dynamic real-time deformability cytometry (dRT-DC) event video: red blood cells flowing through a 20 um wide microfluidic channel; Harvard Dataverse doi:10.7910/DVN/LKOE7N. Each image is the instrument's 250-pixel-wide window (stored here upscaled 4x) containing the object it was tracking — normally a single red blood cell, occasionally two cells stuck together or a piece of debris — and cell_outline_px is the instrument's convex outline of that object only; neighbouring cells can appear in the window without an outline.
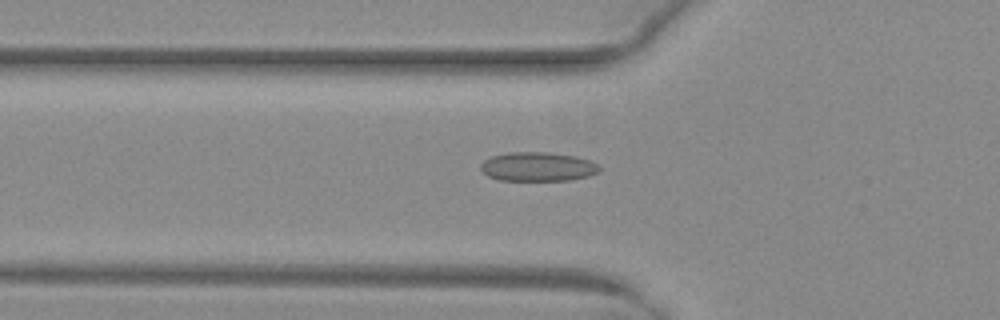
{"species": "common noctule bat (a hibernating species)", "species_latin": "Nyctalus noctula", "temperature_condition": "warm", "stored_images_in_passage": 51, "camera_frame_rate_fps": 3000, "um_per_image_px": 0.085, "animal": {"sex": "female", "body_mass_g": 29.2, "forearm_length_mm": 56.3}, "frame": {"image": 1, "passage_image": 18, "time_ms": 5.667, "image_size_px": [1000, 320], "cell_outline_px": [[600, 172], [588, 176], [568, 180], [500, 180], [488, 176], [480, 168], [480, 164], [484, 160], [492, 156], [508, 152], [548, 152], [576, 156], [592, 160], [600, 168]], "centroid_in_image_um": [45.72, 14.16], "position_along_channel_um": 80.1, "area_um2": 20.17}}
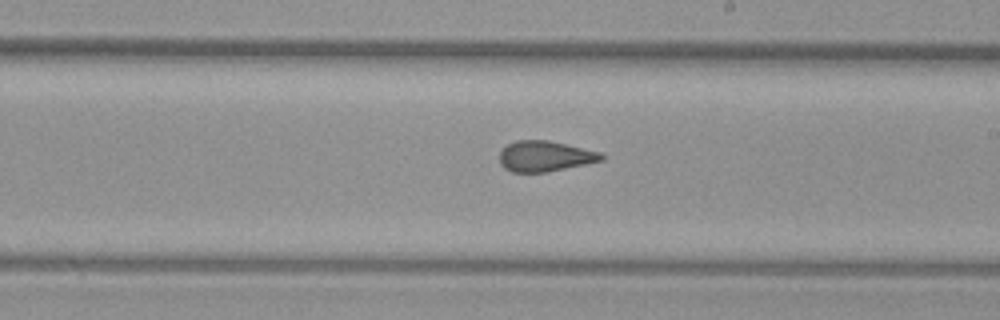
{"frame": {"image": 2, "passage_image": 30, "time_ms": 9.667, "image_size_px": [1000, 320], "cell_outline_px": [[604, 160], [548, 172], [512, 172], [504, 168], [500, 164], [500, 152], [508, 144], [516, 140], [548, 140], [600, 152], [604, 156]], "centroid_in_image_um": [46.31, 13.28], "position_along_channel_um": 242.7, "area_um2": 18.09}}
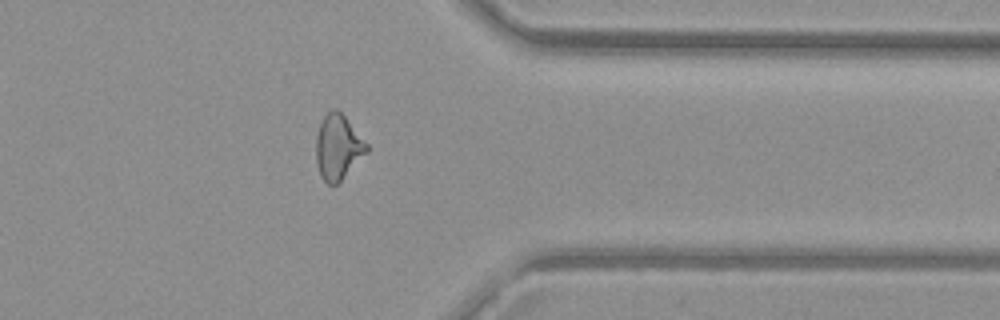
{"frame": {"image": 3, "passage_image": 41, "time_ms": 13.333, "image_size_px": [1000, 320], "cell_outline_px": [[368, 152], [336, 184], [328, 184], [320, 176], [316, 164], [316, 136], [320, 124], [324, 116], [332, 108], [336, 108], [344, 116], [368, 144]], "centroid_in_image_um": [28.71, 12.5], "position_along_channel_um": 382.7, "area_um2": 18.96}}